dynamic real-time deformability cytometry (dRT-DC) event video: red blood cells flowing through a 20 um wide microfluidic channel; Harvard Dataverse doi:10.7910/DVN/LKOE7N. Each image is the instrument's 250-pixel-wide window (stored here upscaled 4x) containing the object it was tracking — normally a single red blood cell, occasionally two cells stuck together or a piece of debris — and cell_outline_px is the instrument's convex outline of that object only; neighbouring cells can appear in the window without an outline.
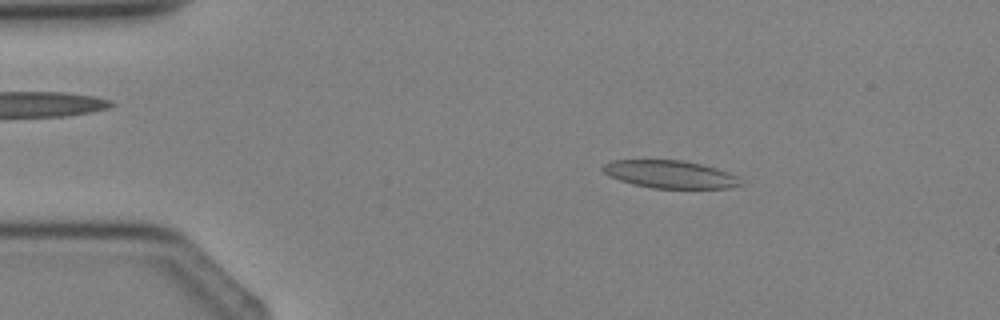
{"species": "Egyptian fruit bat (a non-hibernating species)", "species_latin": "Rousettus aegyptiacus", "temperature_condition": "cold", "stored_images_in_passage": 3, "camera_frame_rate_fps": 3000, "um_per_image_px": 0.085, "animal": {"sex": "female"}, "frame": {"image": 1, "passage_image": 1, "time_ms": 0.0, "image_size_px": [1000, 320], "cell_outline_px": [[744, 184], [728, 188], [652, 188], [632, 184], [620, 180], [604, 172], [600, 168], [604, 164], [612, 160], [680, 160], [700, 164], [716, 168], [728, 172], [736, 176]], "centroid_in_image_um": [56.95, 14.82], "position_along_channel_um": 28.0, "area_um2": 22.08}}
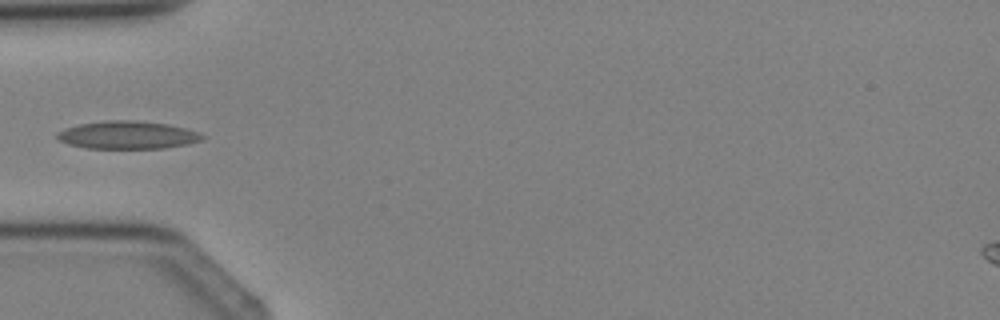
{"frame": {"image": 2, "passage_image": 3, "time_ms": 2.0, "image_size_px": [1000, 320], "cell_outline_px": [[204, 140], [188, 144], [164, 148], [84, 148], [68, 144], [60, 140], [56, 136], [56, 132], [64, 128], [80, 124], [104, 120], [136, 120], [168, 124], [184, 128], [196, 132], [204, 136]], "centroid_in_image_um": [10.82, 11.47], "position_along_channel_um": 74.2, "area_um2": 23.58}}